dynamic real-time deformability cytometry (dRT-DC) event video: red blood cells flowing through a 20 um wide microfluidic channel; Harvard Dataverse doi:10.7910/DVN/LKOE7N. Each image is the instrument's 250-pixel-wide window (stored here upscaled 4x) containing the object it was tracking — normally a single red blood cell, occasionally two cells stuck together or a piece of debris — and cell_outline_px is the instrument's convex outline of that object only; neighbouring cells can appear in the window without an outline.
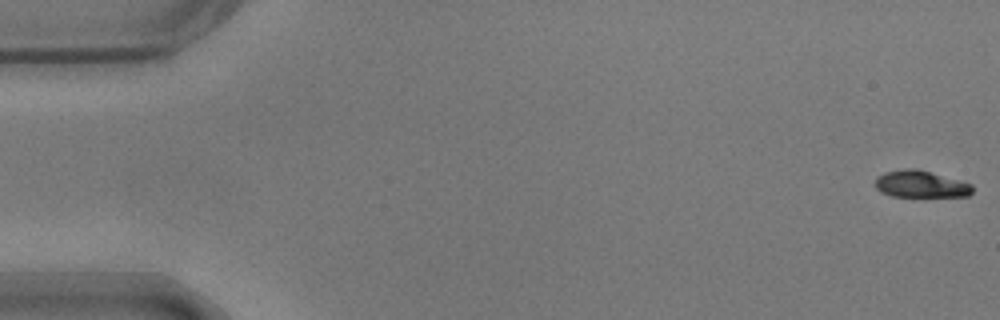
{"species": "common noctule bat (a hibernating species)", "species_latin": "Nyctalus noctula", "temperature_condition": "warm", "stored_images_in_passage": 55, "camera_frame_rate_fps": 3000, "um_per_image_px": 0.085, "animal": {"sex": "male", "body_mass_g": 17.9}, "frame": {"image": 1, "passage_image": 1, "time_ms": 0.0, "image_size_px": [1000, 320], "cell_outline_px": [[972, 192], [968, 196], [892, 196], [880, 192], [876, 188], [876, 176], [884, 172], [904, 168], [916, 168], [972, 184]], "centroid_in_image_um": [78.22, 15.64], "position_along_channel_um": 6.8, "area_um2": 15.14}}
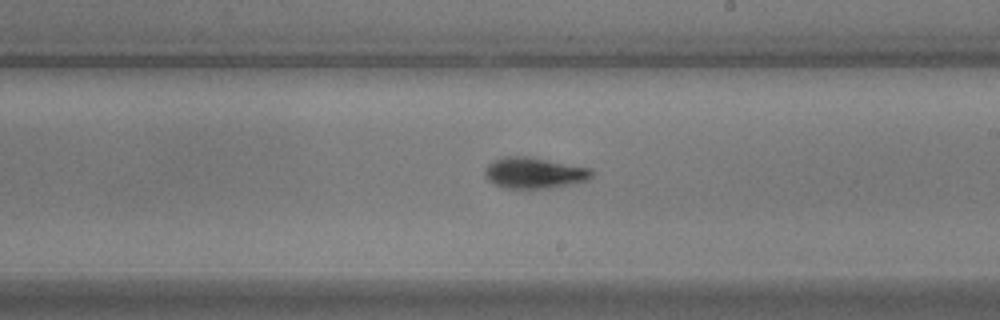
{"frame": {"image": 2, "passage_image": 32, "time_ms": 10.333, "image_size_px": [1000, 320], "cell_outline_px": [[592, 176], [588, 180], [548, 188], [504, 188], [488, 180], [484, 176], [484, 172], [488, 164], [504, 156], [528, 156], [592, 168]], "centroid_in_image_um": [45.4, 14.69], "position_along_channel_um": 243.6, "area_um2": 19.19}}
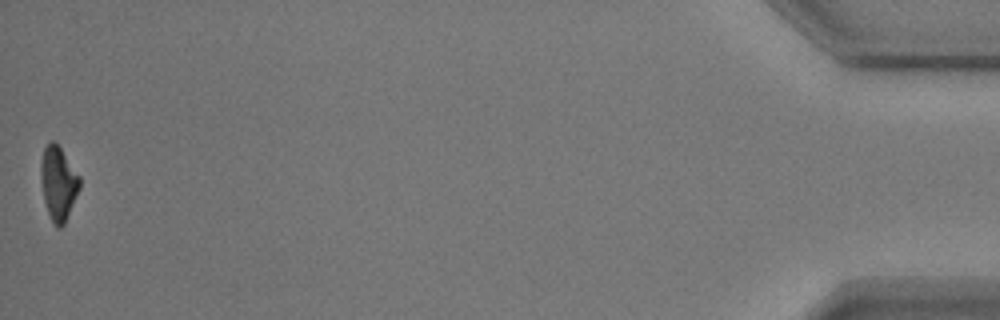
{"frame": {"image": 3, "passage_image": 55, "time_ms": 18.0, "image_size_px": [1000, 320], "cell_outline_px": [[80, 188], [64, 224], [60, 228], [56, 228], [48, 212], [44, 200], [40, 180], [40, 160], [44, 148], [52, 140], [60, 148], [80, 176]], "centroid_in_image_um": [4.94, 15.58], "position_along_channel_um": 430.3, "area_um2": 16.59}, "authors_computed_cell_mechanics": {"area_um2": 17.7446, "velocity_mm_per_s": 3.6822, "shape_relaxation_time_tau1_ms": 2.9642, "shape_relaxation_time_tau2_ms": 2.3258, "deformation_change_tau1": 0.1282, "deformation_change_tau2": 0.0786}}